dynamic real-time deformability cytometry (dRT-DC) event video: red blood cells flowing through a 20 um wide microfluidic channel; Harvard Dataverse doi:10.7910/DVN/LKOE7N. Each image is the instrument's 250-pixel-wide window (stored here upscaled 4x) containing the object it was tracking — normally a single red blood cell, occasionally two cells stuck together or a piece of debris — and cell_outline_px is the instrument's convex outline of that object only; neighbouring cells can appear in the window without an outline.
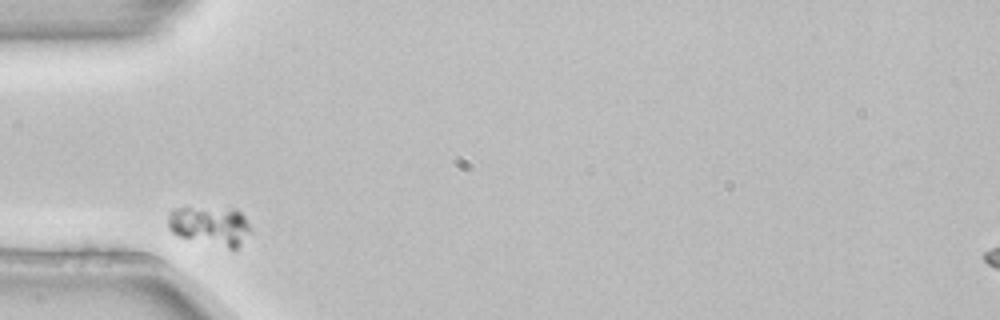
{"species": "common noctule bat (a hibernating species)", "species_latin": "Nyctalus noctula", "temperature_condition": "room temperature", "stored_images_in_passage": 3, "camera_frame_rate_fps": 3000, "um_per_image_px": 0.085, "animal": {"sex": "female", "body_mass_g": 22.7, "forearm_length_mm": 54.2}, "frame": {"image": 1, "passage_image": 1, "time_ms": 0.0, "image_size_px": [1000, 320], "cell_outline_px": [[248, 232], [240, 244], [236, 248], [228, 248], [180, 236], [172, 232], [168, 228], [168, 212], [176, 208], [236, 208], [244, 216], [248, 224]], "centroid_in_image_um": [17.82, 19.16], "position_along_channel_um": 67.2, "area_um2": 18.38}}